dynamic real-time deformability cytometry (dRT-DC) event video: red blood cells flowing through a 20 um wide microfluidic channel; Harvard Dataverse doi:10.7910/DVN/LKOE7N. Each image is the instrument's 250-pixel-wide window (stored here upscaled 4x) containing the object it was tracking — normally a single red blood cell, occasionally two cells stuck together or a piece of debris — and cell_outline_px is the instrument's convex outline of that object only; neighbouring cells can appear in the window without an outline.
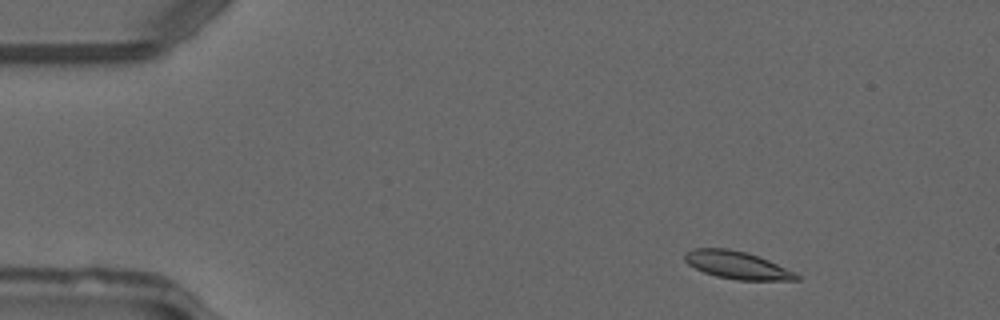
{"species": "common noctule bat (a hibernating species)", "species_latin": "Nyctalus noctula", "temperature_condition": "warm", "stored_images_in_passage": 45, "camera_frame_rate_fps": 3000, "um_per_image_px": 0.085, "animal": {"sex": "male", "forearm_length_mm": 52.5}, "frame": {"image": 1, "passage_image": 2, "time_ms": 0.333, "image_size_px": [1000, 320], "cell_outline_px": [[784, 276], [764, 280], [748, 280], [724, 276], [708, 272], [692, 264], [688, 260], [720, 252], [740, 252], [764, 260], [780, 268]], "centroid_in_image_um": [62.71, 22.63], "position_along_channel_um": 22.3, "area_um2": 12.6}}
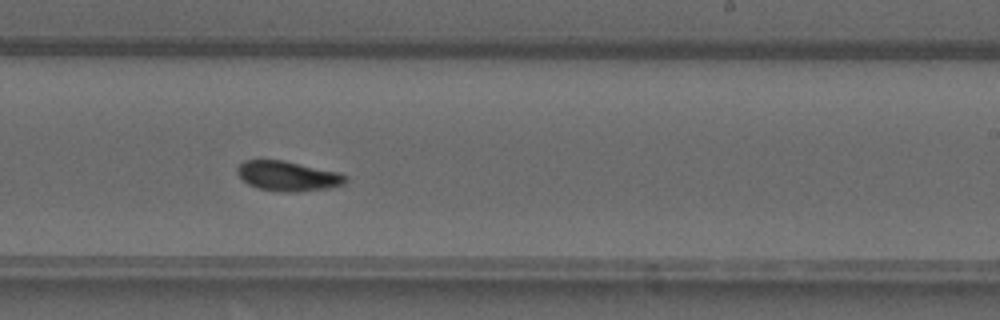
{"frame": {"image": 2, "passage_image": 26, "time_ms": 8.333, "image_size_px": [1000, 320], "cell_outline_px": [[340, 180], [332, 184], [300, 188], [276, 188], [256, 184], [248, 180], [240, 172], [240, 168], [244, 164], [256, 160], [272, 160], [292, 164], [340, 176]], "centroid_in_image_um": [24.24, 14.88], "position_along_channel_um": 264.8, "area_um2": 13.99}}
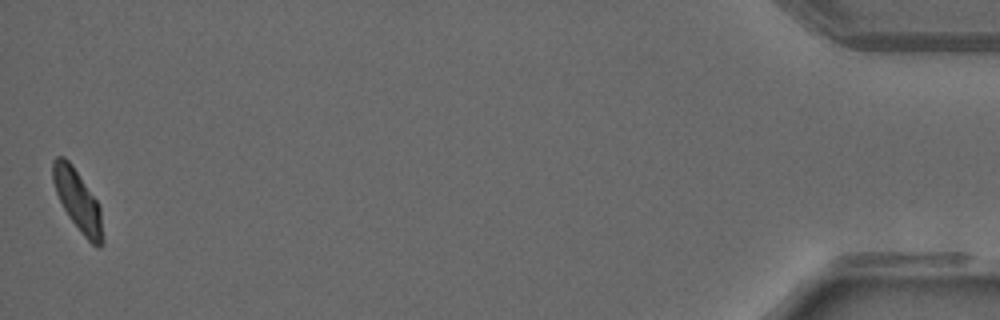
{"frame": {"image": 3, "passage_image": 45, "time_ms": 14.667, "image_size_px": [1000, 320], "cell_outline_px": [[100, 244], [96, 244], [80, 228], [68, 212], [60, 196], [56, 184], [56, 160], [64, 160], [72, 168], [96, 200], [100, 228]], "centroid_in_image_um": [6.64, 17.05], "position_along_channel_um": 428.6, "area_um2": 13.87}, "authors_computed_cell_mechanics": {"area_um2": 13.583, "velocity_mm_per_s": 4.1054, "shape_relaxation_time_tau1_ms": null, "shape_relaxation_time_tau2_ms": 6.6106, "deformation_change_tau1": null, "deformation_change_tau2": 0.1267}}